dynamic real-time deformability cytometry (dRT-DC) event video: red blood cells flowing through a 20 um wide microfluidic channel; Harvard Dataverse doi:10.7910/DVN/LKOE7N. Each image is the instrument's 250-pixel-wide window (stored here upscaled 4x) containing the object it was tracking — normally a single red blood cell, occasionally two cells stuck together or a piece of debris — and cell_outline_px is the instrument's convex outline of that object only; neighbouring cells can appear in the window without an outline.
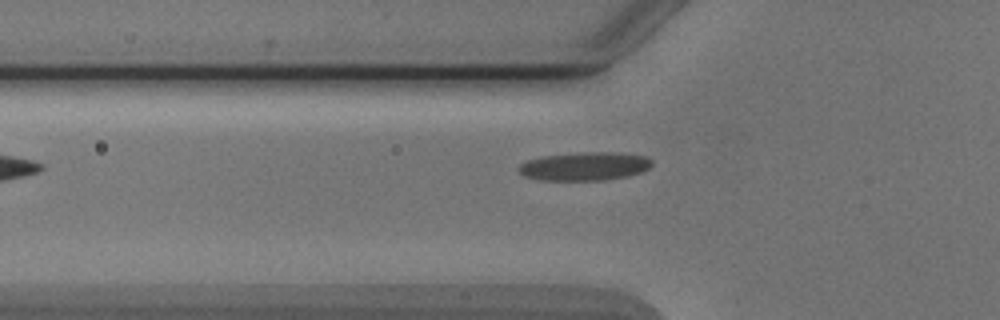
{"species": "Egyptian fruit bat (a non-hibernating species)", "species_latin": "Rousettus aegyptiacus", "temperature_condition": "cold", "stored_images_in_passage": 6, "camera_frame_rate_fps": 3000, "um_per_image_px": 0.085, "animal": {"sex": "male"}, "frame": {"image": 1, "passage_image": 6, "time_ms": 6.0, "image_size_px": [1000, 320], "cell_outline_px": [[652, 164], [648, 168], [640, 172], [628, 176], [604, 180], [540, 180], [524, 176], [516, 168], [520, 164], [528, 160], [540, 156], [580, 152], [616, 152], [648, 156], [652, 160]], "centroid_in_image_um": [49.68, 14.12], "position_along_channel_um": 76.1, "area_um2": 22.25}}